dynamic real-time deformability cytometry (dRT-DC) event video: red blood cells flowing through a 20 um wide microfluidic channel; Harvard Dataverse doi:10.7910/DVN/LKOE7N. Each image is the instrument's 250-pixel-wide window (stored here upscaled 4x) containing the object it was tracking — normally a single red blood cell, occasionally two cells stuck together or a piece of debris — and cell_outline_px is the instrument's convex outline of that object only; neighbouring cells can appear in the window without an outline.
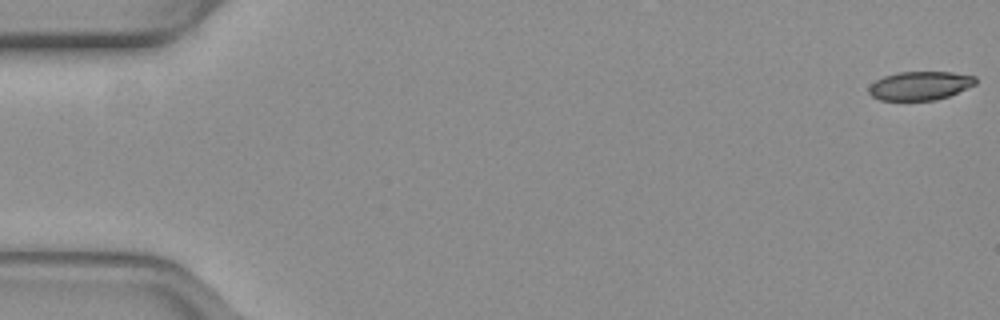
{"species": "common noctule bat (a hibernating species)", "species_latin": "Nyctalus noctula", "temperature_condition": "warm", "stored_images_in_passage": 53, "camera_frame_rate_fps": 3000, "um_per_image_px": 0.085, "animal": {"sex": "female", "body_mass_g": 19.3, "forearm_length_mm": 54.1}, "frame": {"image": 1, "passage_image": 1, "time_ms": 0.0, "image_size_px": [1000, 320], "cell_outline_px": [[976, 84], [948, 96], [936, 100], [880, 100], [872, 96], [868, 92], [868, 88], [876, 80], [884, 76], [896, 72], [952, 72], [976, 76]], "centroid_in_image_um": [78.2, 7.28], "position_along_channel_um": 6.8, "area_um2": 17.8}}
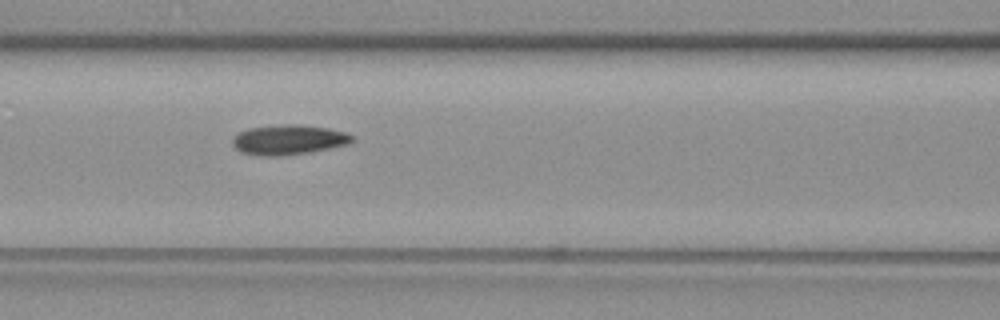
{"frame": {"image": 2, "passage_image": 23, "time_ms": 7.333, "image_size_px": [1000, 320], "cell_outline_px": [[352, 140], [348, 144], [332, 148], [312, 152], [280, 156], [260, 156], [240, 152], [232, 144], [232, 140], [240, 132], [248, 128], [280, 124], [296, 124], [328, 128], [344, 132], [352, 136]], "centroid_in_image_um": [24.51, 11.88], "position_along_channel_um": 142.1, "area_um2": 20.87}}
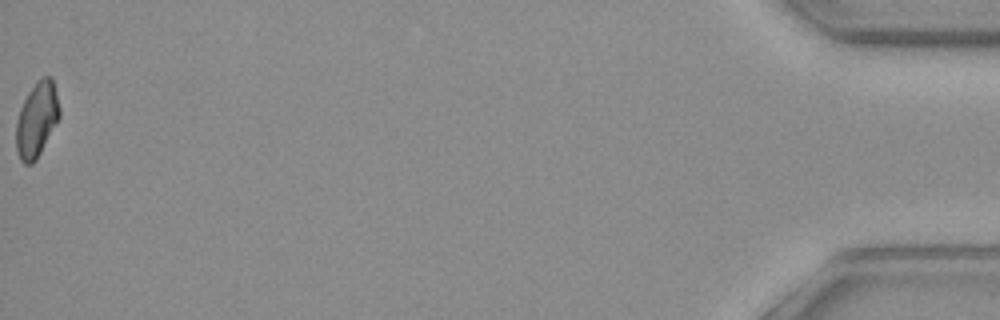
{"frame": {"image": 3, "passage_image": 53, "time_ms": 17.333, "image_size_px": [1000, 320], "cell_outline_px": [[60, 116], [36, 160], [32, 164], [24, 164], [20, 160], [16, 148], [16, 120], [20, 108], [28, 92], [36, 80], [40, 76], [52, 76], [60, 108]], "centroid_in_image_um": [3.12, 10.13], "position_along_channel_um": 432.1, "area_um2": 19.02}, "authors_computed_cell_mechanics": {"area_um2": 19.652, "velocity_mm_per_s": 3.9576, "shape_relaxation_time_tau1_ms": 6.5053, "shape_relaxation_time_tau2_ms": 3.5001, "deformation_change_tau1": 0.1771, "deformation_change_tau2": 0.1119}}